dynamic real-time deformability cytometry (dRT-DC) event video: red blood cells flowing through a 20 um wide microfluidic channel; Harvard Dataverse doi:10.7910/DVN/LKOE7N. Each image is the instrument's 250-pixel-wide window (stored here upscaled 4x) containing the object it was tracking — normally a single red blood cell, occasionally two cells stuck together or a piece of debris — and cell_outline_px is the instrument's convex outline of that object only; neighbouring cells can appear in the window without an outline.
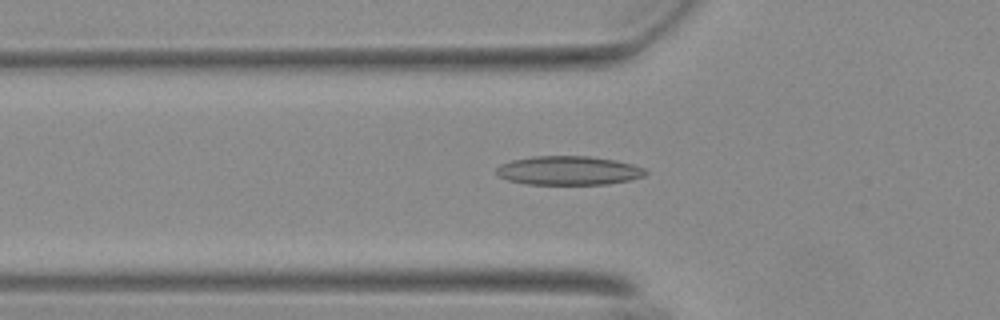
{"species": "Egyptian fruit bat (a non-hibernating species)", "species_latin": "Rousettus aegyptiacus", "temperature_condition": "warm", "stored_images_in_passage": 51, "camera_frame_rate_fps": 3000, "um_per_image_px": 0.085, "animal": {"sex": "female"}, "frame": {"image": 1, "passage_image": 15, "time_ms": 4.667, "image_size_px": [1000, 320], "cell_outline_px": [[648, 172], [644, 176], [628, 180], [608, 184], [528, 184], [508, 180], [500, 176], [496, 172], [496, 168], [500, 164], [512, 160], [532, 156], [588, 156], [612, 160], [632, 164], [644, 168]], "centroid_in_image_um": [48.31, 14.49], "position_along_channel_um": 77.5, "area_um2": 24.97}}
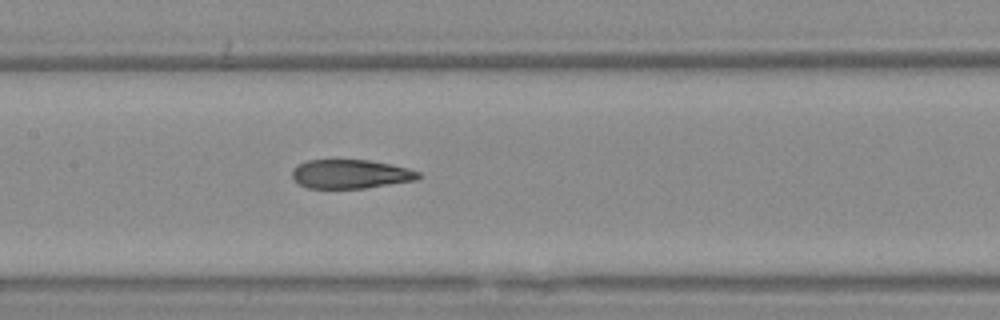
{"frame": {"image": 2, "passage_image": 23, "time_ms": 7.333, "image_size_px": [1000, 320], "cell_outline_px": [[420, 176], [416, 180], [364, 188], [308, 188], [300, 184], [292, 176], [292, 172], [300, 164], [308, 160], [368, 160], [408, 168], [420, 172]], "centroid_in_image_um": [29.82, 14.8], "position_along_channel_um": 177.6, "area_um2": 20.92}}
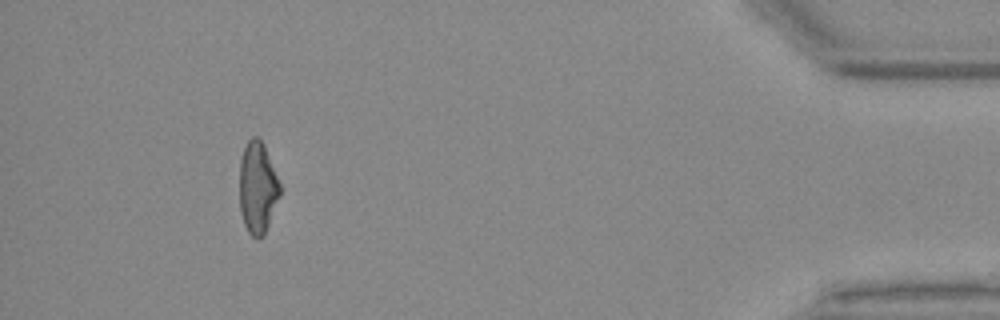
{"frame": {"image": 3, "passage_image": 47, "time_ms": 15.333, "image_size_px": [1000, 320], "cell_outline_px": [[280, 196], [264, 236], [256, 240], [248, 232], [244, 224], [240, 212], [240, 160], [244, 148], [248, 140], [252, 136], [256, 136], [264, 144], [280, 184]], "centroid_in_image_um": [21.89, 15.98], "position_along_channel_um": 413.3, "area_um2": 21.68}, "authors_computed_cell_mechanics": {"area_um2": 22.253, "velocity_mm_per_s": 3.7232, "shape_relaxation_time_tau1_ms": 10.6797, "shape_relaxation_time_tau2_ms": 2.4324, "deformation_change_tau1": 0.2741, "deformation_change_tau2": 0.0998}}